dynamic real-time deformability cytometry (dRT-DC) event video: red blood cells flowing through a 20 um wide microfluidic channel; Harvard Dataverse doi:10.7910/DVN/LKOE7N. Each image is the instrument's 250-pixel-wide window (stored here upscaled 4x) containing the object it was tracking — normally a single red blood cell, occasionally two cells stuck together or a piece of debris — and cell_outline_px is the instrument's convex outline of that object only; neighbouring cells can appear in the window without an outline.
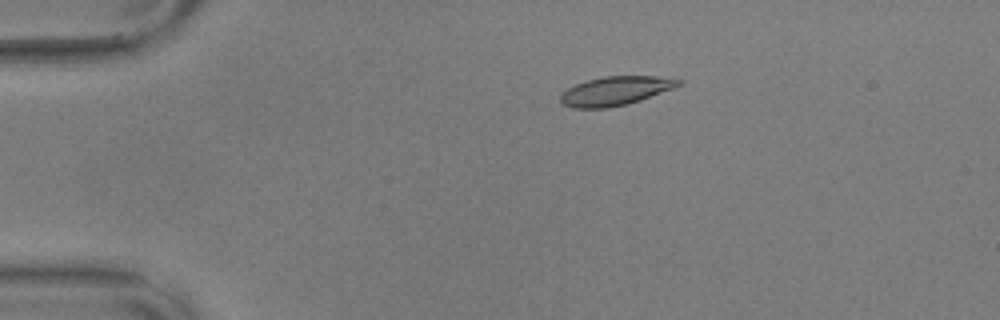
{"species": "common noctule bat (a hibernating species)", "species_latin": "Nyctalus noctula", "temperature_condition": "warm", "stored_images_in_passage": 54, "camera_frame_rate_fps": 3000, "um_per_image_px": 0.085, "animal": {"sex": "male", "body_mass_g": 17.9, "forearm_length_mm": 54.2}, "frame": {"image": 1, "passage_image": 9, "time_ms": 2.667, "image_size_px": [1000, 320], "cell_outline_px": [[684, 80], [680, 84], [672, 88], [640, 100], [628, 104], [608, 108], [572, 108], [560, 104], [560, 96], [568, 88], [576, 84], [588, 80], [604, 76], [656, 76]], "centroid_in_image_um": [52.28, 7.73], "position_along_channel_um": 32.7, "area_um2": 19.77}}
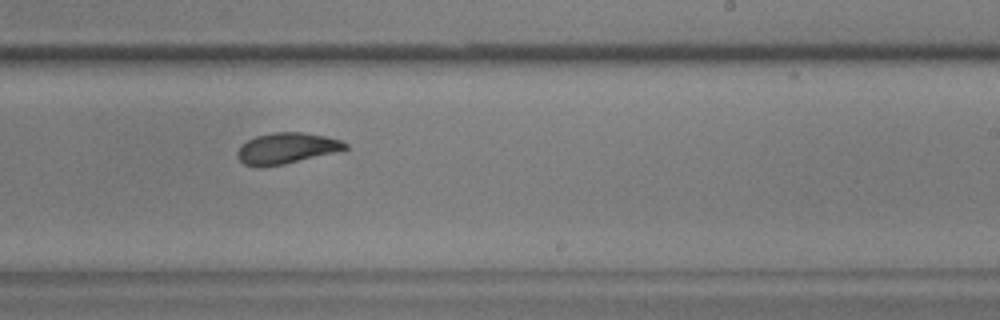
{"frame": {"image": 2, "passage_image": 33, "time_ms": 10.667, "image_size_px": [1000, 320], "cell_outline_px": [[348, 148], [336, 152], [284, 164], [260, 168], [256, 168], [244, 164], [236, 156], [236, 152], [248, 140], [256, 136], [272, 132], [304, 132], [324, 136], [340, 140], [348, 144]], "centroid_in_image_um": [24.34, 12.61], "position_along_channel_um": 264.7, "area_um2": 19.48}}
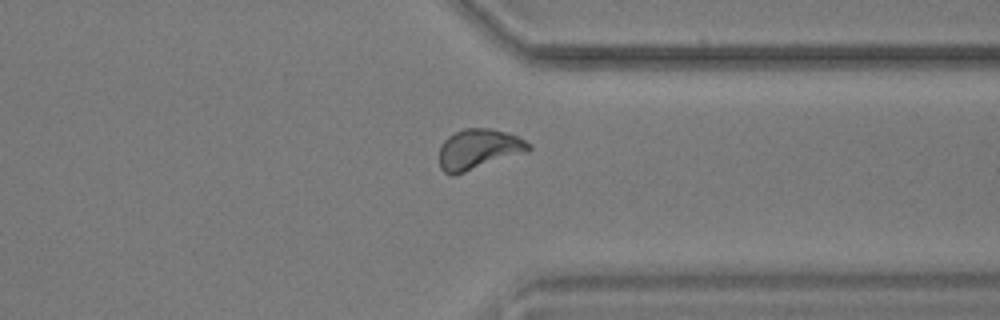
{"frame": {"image": 3, "passage_image": 42, "time_ms": 13.667, "image_size_px": [1000, 320], "cell_outline_px": [[532, 148], [528, 152], [456, 176], [452, 176], [444, 172], [440, 168], [440, 144], [448, 136], [464, 128], [488, 128], [508, 132], [532, 144]], "centroid_in_image_um": [40.69, 12.71], "position_along_channel_um": 370.7, "area_um2": 21.44}, "authors_computed_cell_mechanics": {"area_um2": 19.941, "velocity_mm_per_s": 3.5602, "shape_relaxation_time_tau1_ms": 3.2124, "shape_relaxation_time_tau2_ms": 2.0588, "deformation_change_tau1": 0.1407, "deformation_change_tau2": 0.0722}}